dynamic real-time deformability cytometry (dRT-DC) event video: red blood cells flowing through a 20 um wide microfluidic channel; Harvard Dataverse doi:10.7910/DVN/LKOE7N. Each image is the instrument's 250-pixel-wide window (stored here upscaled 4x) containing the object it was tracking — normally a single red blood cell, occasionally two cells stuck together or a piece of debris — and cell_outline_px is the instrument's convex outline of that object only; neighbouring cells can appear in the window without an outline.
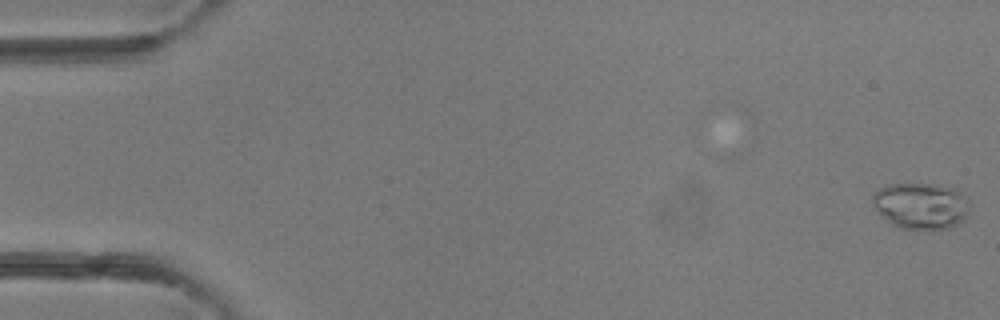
{"species": "common noctule bat (a hibernating species)", "species_latin": "Nyctalus noctula", "temperature_condition": "room temperature", "stored_images_in_passage": 6, "camera_frame_rate_fps": 3000, "um_per_image_px": 0.085, "animal": {"sex": "female"}, "frame": {"image": 1, "passage_image": 1, "time_ms": 0.0, "image_size_px": [1000, 320], "cell_outline_px": [[968, 212], [964, 220], [948, 228], [896, 228], [876, 212], [872, 204], [872, 196], [880, 188], [888, 184], [928, 184], [952, 188], [960, 192], [968, 200]], "centroid_in_image_um": [78.23, 17.49], "position_along_channel_um": 6.8, "area_um2": 26.01}}